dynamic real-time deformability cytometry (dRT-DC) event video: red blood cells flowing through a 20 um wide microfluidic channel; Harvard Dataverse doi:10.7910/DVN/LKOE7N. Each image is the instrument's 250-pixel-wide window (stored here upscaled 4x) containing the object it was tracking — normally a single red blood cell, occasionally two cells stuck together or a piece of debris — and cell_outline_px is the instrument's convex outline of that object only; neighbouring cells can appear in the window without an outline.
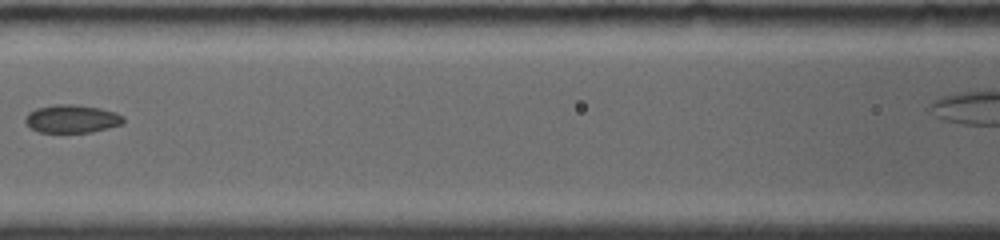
{"species": "common noctule bat (a hibernating species)", "species_latin": "Nyctalus noctula", "temperature_condition": "room temperature", "stored_images_in_passage": 11, "camera_frame_rate_fps": 4000, "um_per_image_px": 0.085, "animal": {"sex": "female", "body_mass_g": 19.0, "forearm_length_mm": 56.7}, "frame": {"image": 1, "passage_image": 10, "time_ms": 5.75, "image_size_px": [1000, 240], "cell_outline_px": [[124, 124], [92, 132], [40, 132], [32, 128], [24, 120], [24, 116], [28, 112], [36, 108], [56, 104], [72, 104], [100, 108], [116, 112], [124, 116]], "centroid_in_image_um": [6.13, 10.09], "position_along_channel_um": 160.5, "area_um2": 16.13}}